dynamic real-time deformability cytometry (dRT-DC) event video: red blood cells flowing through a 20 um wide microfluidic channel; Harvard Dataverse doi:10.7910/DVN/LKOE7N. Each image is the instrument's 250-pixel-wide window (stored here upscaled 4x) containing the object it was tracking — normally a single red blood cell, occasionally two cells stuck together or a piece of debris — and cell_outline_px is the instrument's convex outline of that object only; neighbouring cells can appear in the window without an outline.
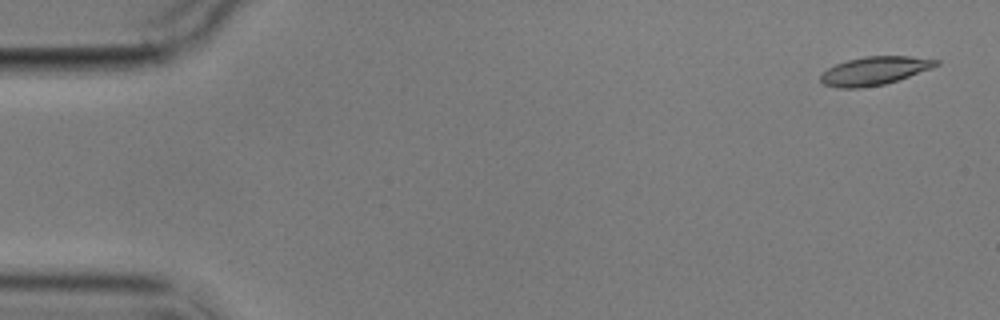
{"species": "common noctule bat (a hibernating species)", "species_latin": "Nyctalus noctula", "temperature_condition": "cold", "stored_images_in_passage": 5, "camera_frame_rate_fps": 3000, "um_per_image_px": 0.085, "animal": {"sex": "male", "body_mass_g": 17.9}, "frame": {"image": 1, "passage_image": 1, "time_ms": 0.0, "image_size_px": [1000, 320], "cell_outline_px": [[940, 64], [932, 68], [884, 84], [860, 88], [840, 88], [824, 84], [820, 80], [820, 76], [828, 68], [836, 64], [848, 60], [864, 56], [908, 56], [940, 60]], "centroid_in_image_um": [74.33, 6.01], "position_along_channel_um": 10.7, "area_um2": 18.84}}
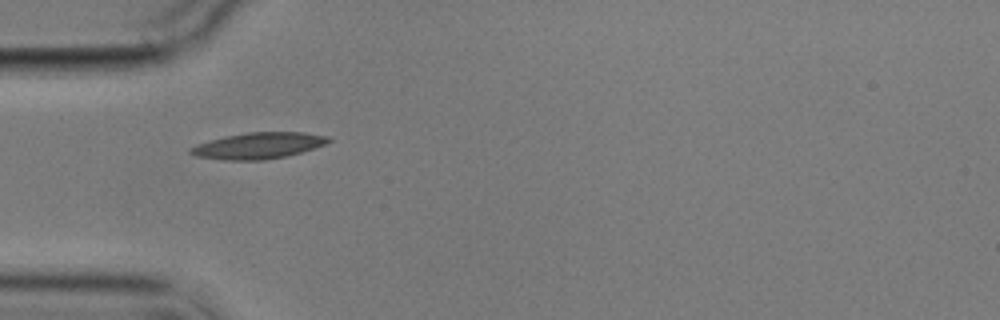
{"frame": {"image": 2, "passage_image": 5, "time_ms": 5.0, "image_size_px": [1000, 320], "cell_outline_px": [[332, 140], [324, 144], [288, 156], [264, 160], [224, 160], [196, 156], [188, 152], [188, 148], [208, 140], [224, 136], [248, 132], [304, 132], [328, 136]], "centroid_in_image_um": [21.92, 12.38], "position_along_channel_um": 63.1, "area_um2": 21.1}}